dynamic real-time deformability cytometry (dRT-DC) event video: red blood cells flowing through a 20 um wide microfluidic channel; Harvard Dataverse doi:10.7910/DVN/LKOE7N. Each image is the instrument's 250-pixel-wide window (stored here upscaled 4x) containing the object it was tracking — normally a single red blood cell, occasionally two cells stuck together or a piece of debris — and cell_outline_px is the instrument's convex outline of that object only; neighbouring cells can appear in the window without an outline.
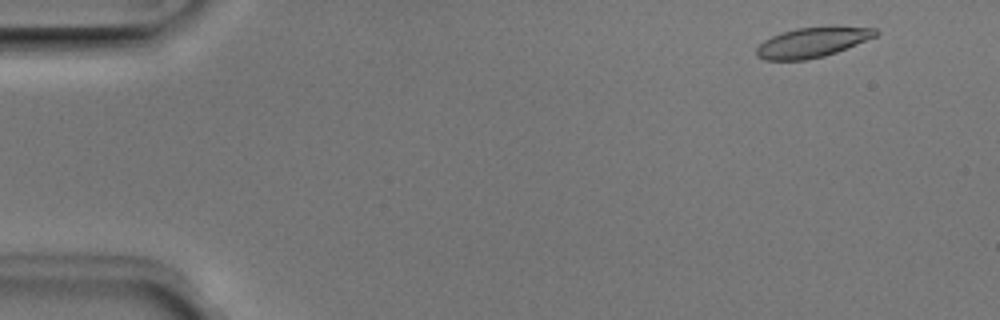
{"species": "Egyptian fruit bat (a non-hibernating species)", "species_latin": "Rousettus aegyptiacus", "temperature_condition": "room temperature", "stored_images_in_passage": 50, "camera_frame_rate_fps": 3000, "um_per_image_px": 0.085, "animal": {"sex": "male"}, "frame": {"image": 1, "passage_image": 3, "time_ms": 0.667, "image_size_px": [1000, 320], "cell_outline_px": [[880, 32], [876, 36], [836, 52], [824, 56], [804, 60], [764, 60], [756, 56], [756, 48], [764, 40], [772, 36], [796, 28], [832, 24], [836, 24], [876, 28]], "centroid_in_image_um": [69.1, 3.56], "position_along_channel_um": 15.9, "area_um2": 21.33}}
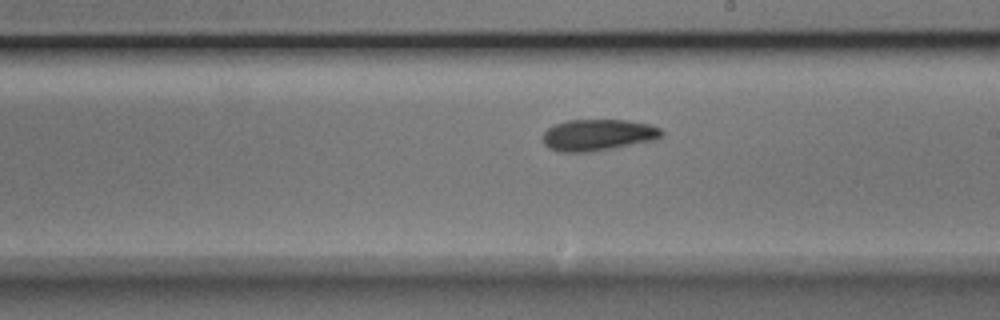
{"frame": {"image": 2, "passage_image": 28, "time_ms": 9.0, "image_size_px": [1000, 320], "cell_outline_px": [[664, 136], [656, 140], [592, 152], [560, 152], [548, 148], [544, 144], [544, 132], [548, 128], [556, 124], [568, 120], [628, 120], [652, 124], [660, 128], [664, 132]], "centroid_in_image_um": [50.89, 11.47], "position_along_channel_um": 238.1, "area_um2": 22.02}}
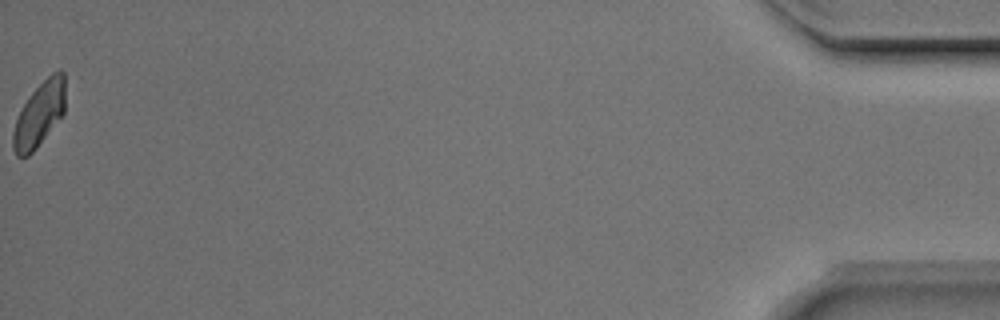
{"frame": {"image": 3, "passage_image": 50, "time_ms": 16.333, "image_size_px": [1000, 320], "cell_outline_px": [[64, 112], [36, 148], [28, 156], [16, 156], [12, 148], [12, 132], [16, 120], [24, 104], [32, 92], [52, 72], [60, 68], [64, 72]], "centroid_in_image_um": [3.33, 9.71], "position_along_channel_um": 431.9, "area_um2": 19.31}, "authors_computed_cell_mechanics": {"area_um2": 21.5305, "velocity_mm_per_s": 3.9859, "shape_relaxation_time_tau1_ms": 4.5863, "shape_relaxation_time_tau2_ms": 3.882, "deformation_change_tau1": 0.1092, "deformation_change_tau2": 0.0788}}